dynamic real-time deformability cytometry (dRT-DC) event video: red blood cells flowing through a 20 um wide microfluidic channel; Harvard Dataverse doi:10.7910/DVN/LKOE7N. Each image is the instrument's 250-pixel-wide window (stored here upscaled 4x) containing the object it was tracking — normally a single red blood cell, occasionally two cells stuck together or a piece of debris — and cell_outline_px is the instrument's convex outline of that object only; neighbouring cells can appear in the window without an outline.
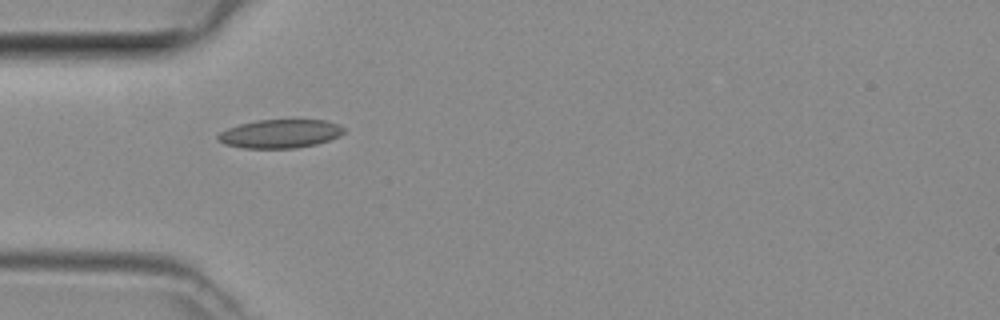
{"species": "common noctule bat (a hibernating species)", "species_latin": "Nyctalus noctula", "temperature_condition": "room temperature", "stored_images_in_passage": 34, "camera_frame_rate_fps": 3000, "um_per_image_px": 0.085, "animal": {"sex": "female", "body_mass_g": 29.2, "forearm_length_mm": 56.3}, "frame": {"image": 1, "passage_image": 1, "time_ms": 0.0, "image_size_px": [1000, 320], "cell_outline_px": [[344, 132], [340, 136], [316, 144], [296, 148], [240, 148], [224, 144], [216, 136], [220, 132], [228, 128], [240, 124], [256, 120], [324, 120], [336, 124], [344, 128]], "centroid_in_image_um": [23.79, 11.37], "position_along_channel_um": 61.2, "area_um2": 20.87}}
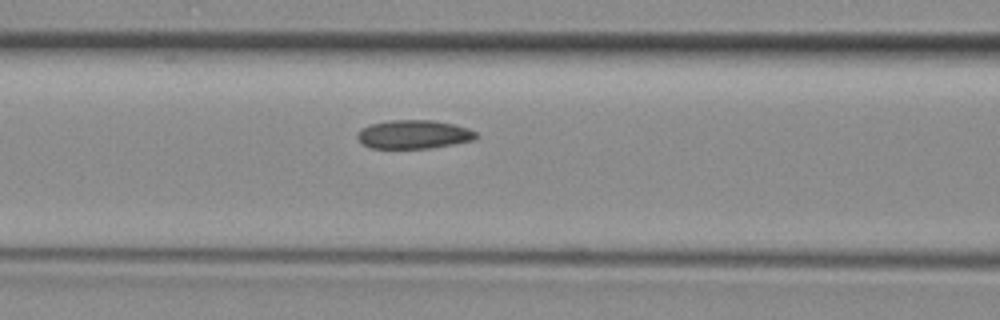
{"frame": {"image": 2, "passage_image": 6, "time_ms": 1.667, "image_size_px": [1000, 320], "cell_outline_px": [[480, 136], [476, 140], [428, 148], [372, 148], [364, 144], [356, 136], [360, 128], [368, 124], [388, 120], [432, 120], [452, 124], [468, 128], [476, 132]], "centroid_in_image_um": [35.17, 11.41], "position_along_channel_um": 131.4, "area_um2": 19.88}}
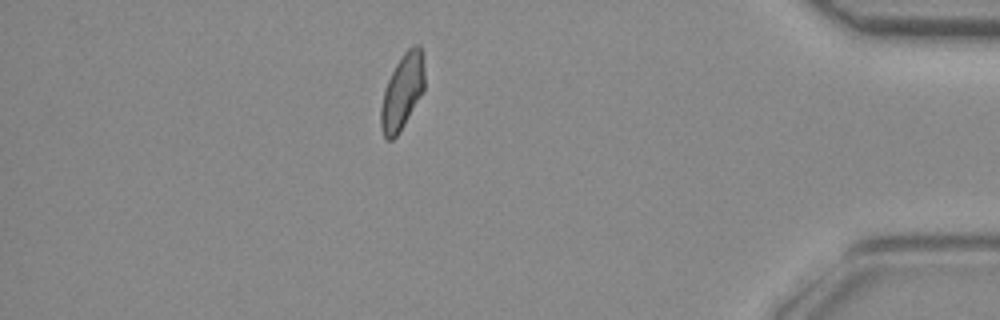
{"frame": {"image": 3, "passage_image": 28, "time_ms": 9.0, "image_size_px": [1000, 320], "cell_outline_px": [[424, 88], [404, 124], [396, 136], [392, 140], [384, 140], [380, 124], [380, 108], [384, 92], [388, 80], [396, 64], [404, 52], [412, 44], [420, 44], [424, 60]], "centroid_in_image_um": [34.18, 7.78], "position_along_channel_um": 401.0, "area_um2": 19.02}}